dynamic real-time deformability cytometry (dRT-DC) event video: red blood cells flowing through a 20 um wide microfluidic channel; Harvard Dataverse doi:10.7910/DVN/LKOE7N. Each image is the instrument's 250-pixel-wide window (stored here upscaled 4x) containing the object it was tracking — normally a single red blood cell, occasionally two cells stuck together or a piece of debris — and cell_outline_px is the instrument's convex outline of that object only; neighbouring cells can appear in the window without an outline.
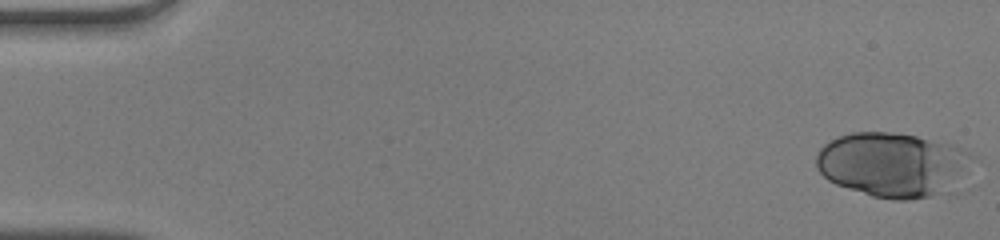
{"species": "human", "species_latin": "Homo sapiens", "temperature_condition": "warm", "stored_images_in_passage": 50, "camera_frame_rate_fps": 3000, "um_per_image_px": 0.085, "donor": {"sex": "male"}, "frame": {"image": 1, "passage_image": 1, "time_ms": 0.0, "image_size_px": [1000, 240], "cell_outline_px": [[980, 160], [968, 172], [932, 196], [908, 200], [892, 200], [872, 196], [836, 184], [828, 180], [816, 168], [816, 156], [820, 148], [824, 144], [840, 136], [852, 132], [892, 132], [916, 136], [952, 144], [976, 156]], "centroid_in_image_um": [75.89, 13.97], "position_along_channel_um": 9.1, "area_um2": 58.55}}
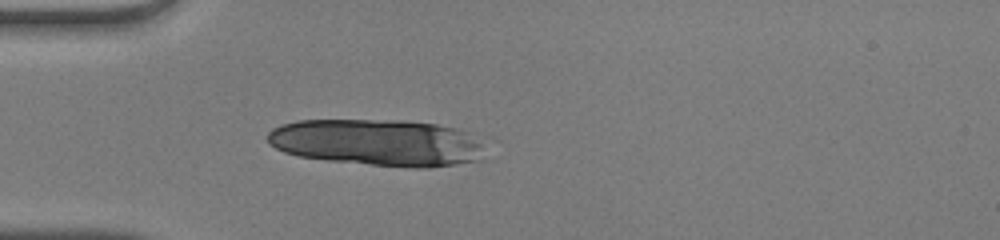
{"frame": {"image": 2, "passage_image": 15, "time_ms": 4.667, "image_size_px": [1000, 240], "cell_outline_px": [[480, 160], [428, 168], [412, 168], [328, 160], [300, 156], [284, 152], [268, 144], [268, 132], [272, 128], [280, 124], [296, 120], [400, 120], [436, 124], [460, 128], [468, 132], [480, 144]], "centroid_in_image_um": [32.03, 12.1], "position_along_channel_um": 53.0, "area_um2": 59.07}}